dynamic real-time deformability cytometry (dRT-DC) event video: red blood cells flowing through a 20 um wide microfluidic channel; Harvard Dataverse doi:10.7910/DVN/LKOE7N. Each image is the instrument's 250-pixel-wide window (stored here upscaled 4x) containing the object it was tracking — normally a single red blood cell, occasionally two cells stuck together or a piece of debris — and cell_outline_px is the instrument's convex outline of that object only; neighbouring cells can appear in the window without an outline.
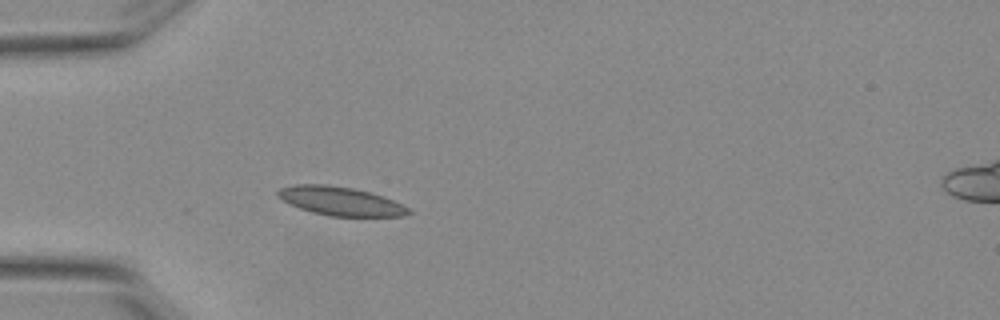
{"species": "Egyptian fruit bat (a non-hibernating species)", "species_latin": "Rousettus aegyptiacus", "temperature_condition": "warm", "stored_images_in_passage": 5, "camera_frame_rate_fps": 3000, "um_per_image_px": 0.085, "animal": {"sex": "female"}, "frame": {"image": 1, "passage_image": 5, "time_ms": 1.333, "image_size_px": [1000, 320], "cell_outline_px": [[412, 212], [400, 216], [328, 216], [312, 212], [300, 208], [276, 196], [276, 192], [280, 188], [296, 184], [328, 184], [352, 188], [368, 192], [392, 200], [408, 208]], "centroid_in_image_um": [28.89, 17.09], "position_along_channel_um": 56.1, "area_um2": 21.5}}